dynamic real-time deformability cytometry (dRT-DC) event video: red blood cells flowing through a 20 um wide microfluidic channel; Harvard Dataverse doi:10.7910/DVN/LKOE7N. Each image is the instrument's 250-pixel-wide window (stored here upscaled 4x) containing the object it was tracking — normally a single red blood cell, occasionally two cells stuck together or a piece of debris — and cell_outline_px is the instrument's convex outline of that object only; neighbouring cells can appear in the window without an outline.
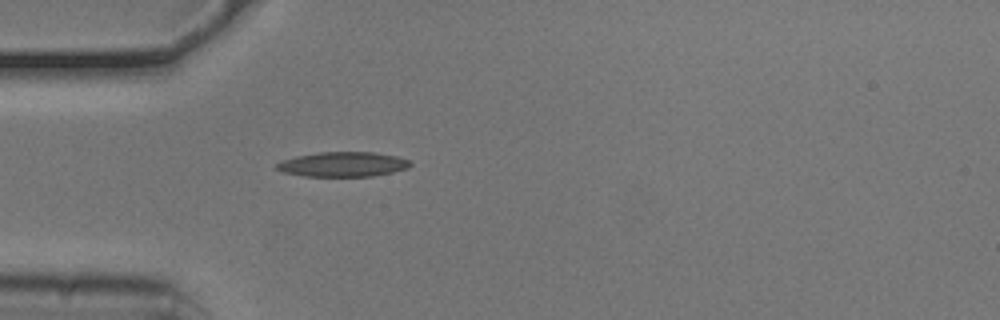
{"species": "common noctule bat (a hibernating species)", "species_latin": "Nyctalus noctula", "temperature_condition": "cold", "stored_images_in_passage": 36, "camera_frame_rate_fps": 3000, "um_per_image_px": 0.085, "animal": {"sex": "male", "body_mass_g": 20.5, "forearm_length_mm": 52.5}, "frame": {"image": 1, "passage_image": 2, "time_ms": 0.333, "image_size_px": [1000, 320], "cell_outline_px": [[412, 164], [408, 168], [392, 172], [372, 176], [304, 176], [284, 172], [276, 168], [276, 164], [280, 160], [296, 156], [316, 152], [372, 152], [396, 156], [412, 160]], "centroid_in_image_um": [29.15, 13.96], "position_along_channel_um": 55.8, "area_um2": 19.36}}
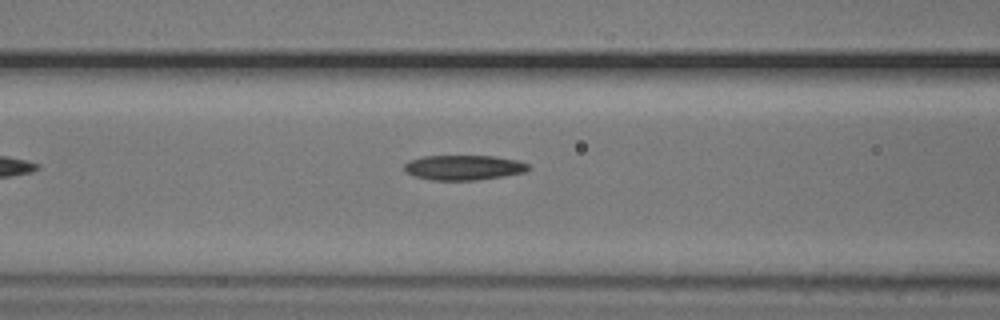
{"frame": {"image": 2, "passage_image": 8, "time_ms": 2.333, "image_size_px": [1000, 320], "cell_outline_px": [[532, 168], [524, 172], [504, 176], [476, 180], [432, 180], [416, 176], [408, 172], [404, 168], [404, 164], [408, 160], [424, 156], [496, 156], [516, 160], [528, 164]], "centroid_in_image_um": [39.43, 14.23], "position_along_channel_um": 127.2, "area_um2": 17.98}}
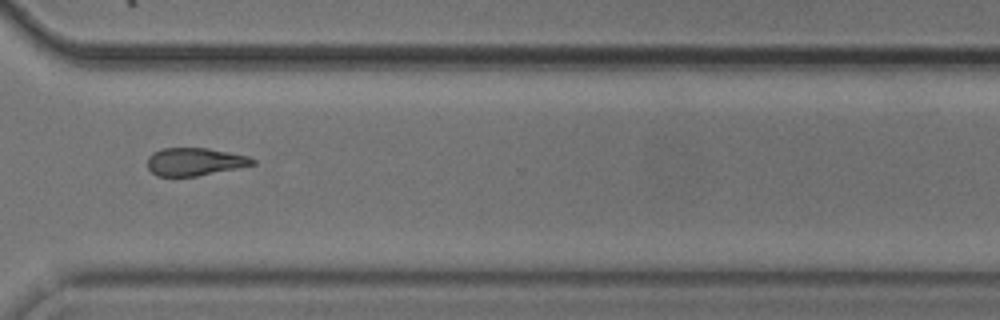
{"frame": {"image": 3, "passage_image": 26, "time_ms": 8.333, "image_size_px": [1000, 320], "cell_outline_px": [[256, 164], [196, 176], [156, 176], [148, 168], [148, 156], [152, 152], [160, 148], [208, 148], [248, 156], [256, 160]], "centroid_in_image_um": [16.53, 13.73], "position_along_channel_um": 354.1, "area_um2": 16.99}, "authors_computed_cell_mechanics": {"area_um2": 17.9469, "velocity_mm_per_s": 3.7903, "shape_relaxation_time_tau1_ms": 4.6651, "shape_relaxation_time_tau2_ms": 6.2063, "deformation_change_tau1": 0.1174, "deformation_change_tau2": 0.161}}